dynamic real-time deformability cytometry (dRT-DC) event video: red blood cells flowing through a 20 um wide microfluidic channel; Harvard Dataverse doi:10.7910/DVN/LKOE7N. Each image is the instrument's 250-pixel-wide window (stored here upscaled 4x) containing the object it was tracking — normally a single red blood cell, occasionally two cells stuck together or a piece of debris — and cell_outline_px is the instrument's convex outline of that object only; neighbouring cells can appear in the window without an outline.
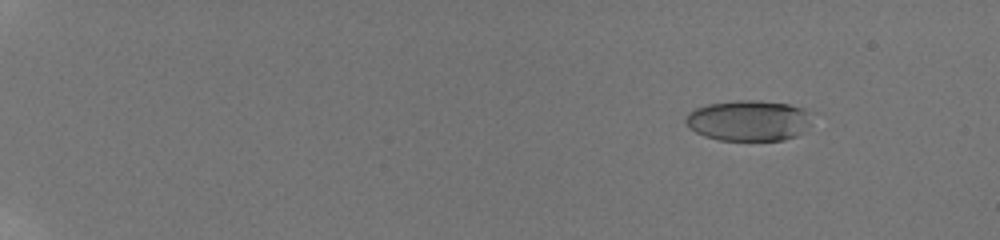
{"species": "human", "species_latin": "Homo sapiens", "temperature_condition": "room temperature", "stored_images_in_passage": 13, "camera_frame_rate_fps": 3000, "um_per_image_px": 0.085, "donor": {"sex": "male"}, "frame": {"image": 1, "passage_image": 4, "time_ms": 2.667, "image_size_px": [1000, 240], "cell_outline_px": [[820, 112], [804, 132], [796, 136], [784, 140], [720, 140], [704, 136], [688, 128], [684, 120], [688, 112], [696, 108], [708, 104], [736, 100], [760, 100], [788, 104]], "centroid_in_image_um": [63.74, 10.23], "position_along_channel_um": 21.3, "area_um2": 30.87}}
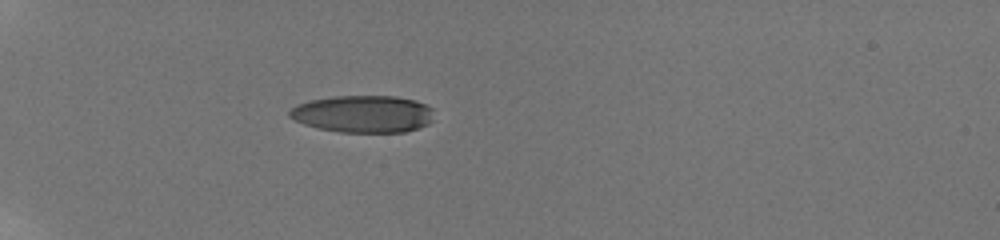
{"frame": {"image": 2, "passage_image": 10, "time_ms": 7.0, "image_size_px": [1000, 240], "cell_outline_px": [[432, 120], [428, 124], [404, 132], [340, 132], [320, 128], [304, 124], [288, 116], [288, 112], [296, 104], [308, 100], [332, 96], [396, 96], [416, 100], [432, 108]], "centroid_in_image_um": [30.84, 9.67], "position_along_channel_um": 54.2, "area_um2": 31.33}}